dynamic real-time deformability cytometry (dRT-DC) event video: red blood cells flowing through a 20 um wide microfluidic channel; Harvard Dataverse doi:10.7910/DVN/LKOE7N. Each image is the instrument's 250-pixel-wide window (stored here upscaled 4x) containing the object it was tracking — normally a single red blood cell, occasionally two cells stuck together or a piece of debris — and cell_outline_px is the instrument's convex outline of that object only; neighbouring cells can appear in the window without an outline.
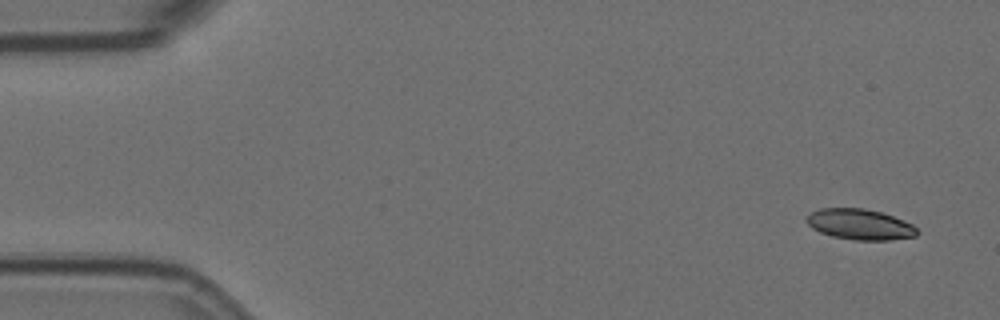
{"species": "Egyptian fruit bat (a non-hibernating species)", "species_latin": "Rousettus aegyptiacus", "temperature_condition": "room temperature", "stored_images_in_passage": 5, "camera_frame_rate_fps": 3000, "um_per_image_px": 0.085, "animal": {"sex": "female"}, "frame": {"image": 1, "passage_image": 1, "time_ms": 0.0, "image_size_px": [1000, 320], "cell_outline_px": [[920, 232], [916, 236], [888, 240], [856, 240], [832, 236], [820, 232], [812, 228], [804, 220], [812, 212], [820, 208], [864, 208], [880, 212], [904, 220], [912, 224]], "centroid_in_image_um": [73.09, 19.07], "position_along_channel_um": 11.9, "area_um2": 19.71}}
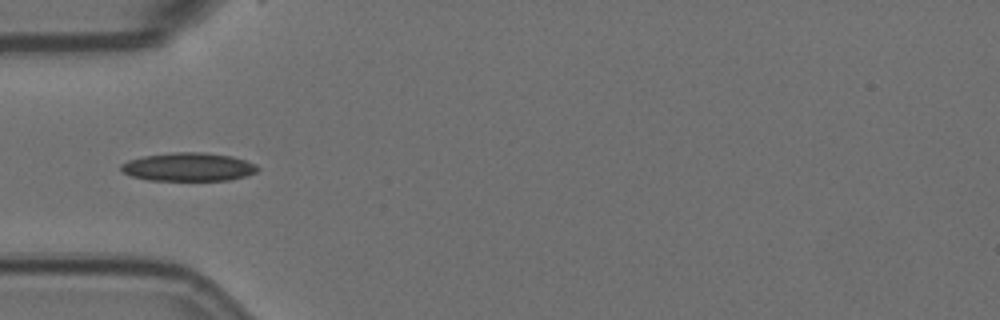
{"frame": {"image": 2, "passage_image": 5, "time_ms": 1.333, "image_size_px": [1000, 320], "cell_outline_px": [[260, 168], [256, 172], [244, 176], [228, 180], [148, 180], [132, 176], [124, 172], [120, 168], [120, 164], [128, 160], [144, 156], [172, 152], [204, 152], [232, 156], [256, 164]], "centroid_in_image_um": [16.01, 14.18], "position_along_channel_um": 69.0, "area_um2": 22.54}}